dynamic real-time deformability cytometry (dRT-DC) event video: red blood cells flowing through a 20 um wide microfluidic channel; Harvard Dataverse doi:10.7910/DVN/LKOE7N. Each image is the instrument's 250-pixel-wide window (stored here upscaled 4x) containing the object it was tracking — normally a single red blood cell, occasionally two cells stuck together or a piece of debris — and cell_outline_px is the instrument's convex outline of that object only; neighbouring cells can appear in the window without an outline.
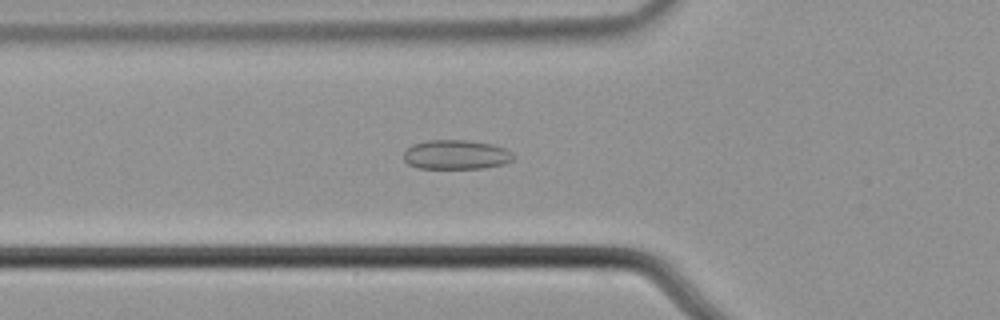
{"species": "common noctule bat (a hibernating species)", "species_latin": "Nyctalus noctula", "temperature_condition": "cold", "stored_images_in_passage": 40, "camera_frame_rate_fps": 3000, "um_per_image_px": 0.085, "animal": {"sex": "male", "body_mass_g": 21.5, "forearm_length_mm": 52.0}, "frame": {"image": 1, "passage_image": 4, "time_ms": 1.0, "image_size_px": [1000, 320], "cell_outline_px": [[516, 156], [512, 160], [504, 164], [484, 168], [420, 168], [408, 164], [404, 160], [404, 152], [412, 144], [428, 140], [464, 140], [492, 144], [504, 148], [512, 152]], "centroid_in_image_um": [38.78, 13.14], "position_along_channel_um": 87.0, "area_um2": 18.79}}
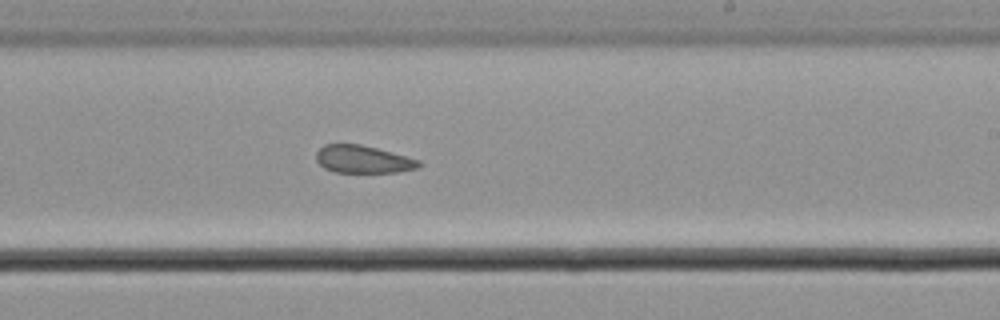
{"frame": {"image": 2, "passage_image": 18, "time_ms": 5.667, "image_size_px": [1000, 320], "cell_outline_px": [[424, 164], [420, 168], [400, 172], [336, 172], [324, 168], [316, 160], [316, 152], [324, 144], [360, 144], [376, 148], [420, 160]], "centroid_in_image_um": [30.89, 13.55], "position_along_channel_um": 258.1, "area_um2": 16.59}}
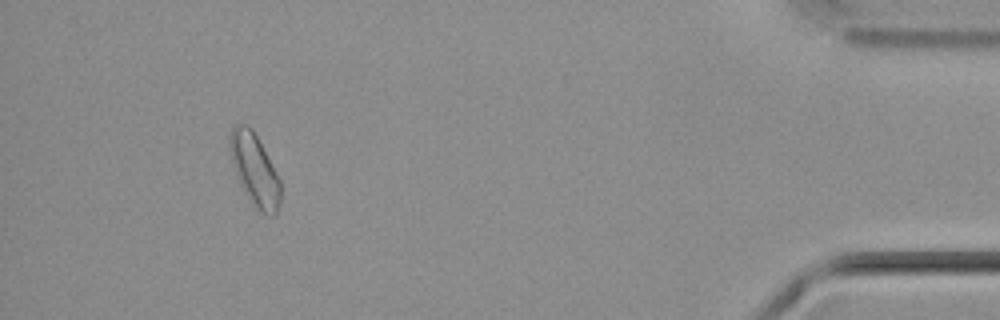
{"frame": {"image": 3, "passage_image": 36, "time_ms": 11.667, "image_size_px": [1000, 320], "cell_outline_px": [[280, 204], [276, 212], [272, 216], [268, 216], [256, 212], [244, 192], [240, 184], [228, 148], [228, 136], [232, 124], [236, 120], [248, 124], [252, 128], [276, 172], [280, 180]], "centroid_in_image_um": [21.6, 14.39], "position_along_channel_um": 413.6, "area_um2": 21.73}, "authors_computed_cell_mechanics": {"area_um2": 18.0336, "velocity_mm_per_s": 3.6738, "shape_relaxation_time_tau1_ms": null, "shape_relaxation_time_tau2_ms": 9.1136, "deformation_change_tau1": null, "deformation_change_tau2": 0.1931}}